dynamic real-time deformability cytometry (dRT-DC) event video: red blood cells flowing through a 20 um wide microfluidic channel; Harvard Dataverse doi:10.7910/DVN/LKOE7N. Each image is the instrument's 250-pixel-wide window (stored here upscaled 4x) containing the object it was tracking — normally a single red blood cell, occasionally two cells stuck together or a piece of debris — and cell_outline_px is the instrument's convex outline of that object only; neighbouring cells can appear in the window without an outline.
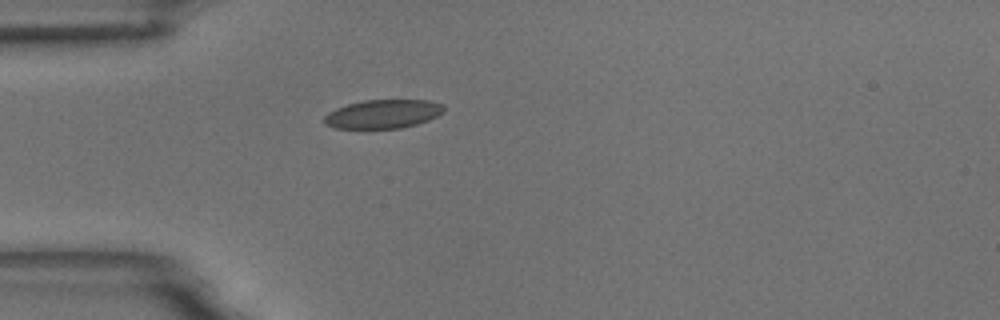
{"species": "common noctule bat (a hibernating species)", "species_latin": "Nyctalus noctula", "temperature_condition": "room temperature", "stored_images_in_passage": 41, "camera_frame_rate_fps": 3000, "um_per_image_px": 0.085, "animal": {"sex": "male", "body_mass_g": 18.8}, "frame": {"image": 1, "passage_image": 1, "time_ms": 0.0, "image_size_px": [1000, 320], "cell_outline_px": [[444, 112], [428, 120], [416, 124], [400, 128], [332, 128], [324, 124], [324, 116], [328, 112], [336, 108], [348, 104], [364, 100], [428, 100], [444, 104]], "centroid_in_image_um": [32.54, 9.68], "position_along_channel_um": 52.5, "area_um2": 20.06}}
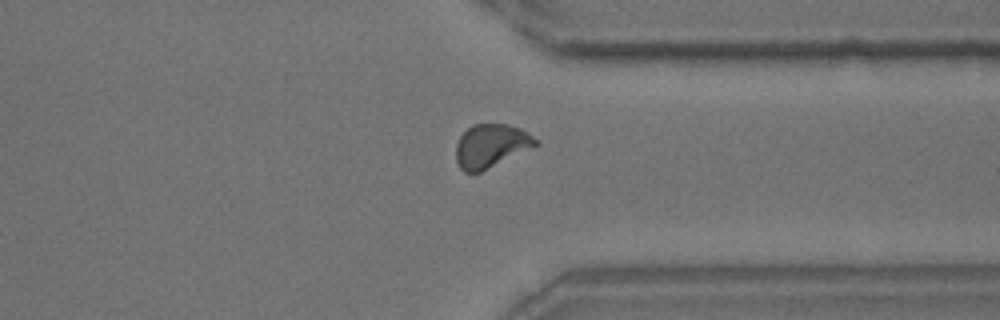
{"frame": {"image": 2, "passage_image": 28, "time_ms": 9.0, "image_size_px": [1000, 320], "cell_outline_px": [[540, 144], [480, 172], [464, 172], [460, 168], [456, 160], [456, 144], [460, 136], [472, 124], [508, 124], [520, 128], [528, 132], [540, 140]], "centroid_in_image_um": [41.76, 12.38], "position_along_channel_um": 369.6, "area_um2": 20.23}}
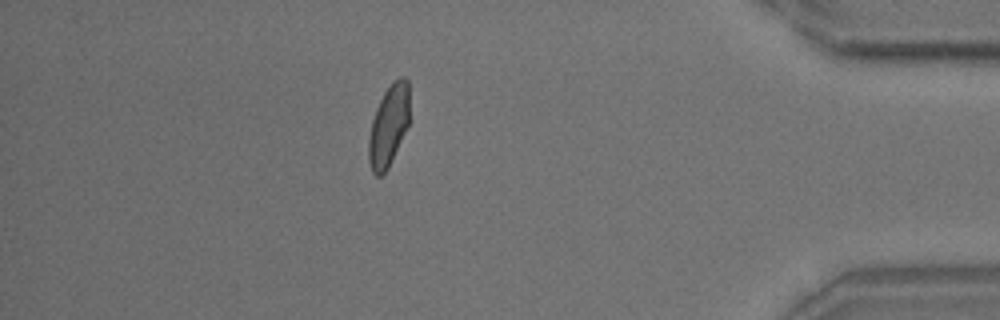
{"frame": {"image": 3, "passage_image": 34, "time_ms": 11.0, "image_size_px": [1000, 320], "cell_outline_px": [[408, 124], [388, 168], [380, 176], [376, 176], [372, 172], [368, 160], [368, 140], [372, 120], [376, 108], [384, 92], [392, 80], [400, 76], [404, 76], [408, 80]], "centroid_in_image_um": [33.01, 10.66], "position_along_channel_um": 402.2, "area_um2": 19.19}, "authors_computed_cell_mechanics": {"area_um2": 19.652, "velocity_mm_per_s": 3.6212, "shape_relaxation_time_tau1_ms": 6.0828, "shape_relaxation_time_tau2_ms": 1.0757, "deformation_change_tau1": 0.1256, "deformation_change_tau2": 0.0406}}